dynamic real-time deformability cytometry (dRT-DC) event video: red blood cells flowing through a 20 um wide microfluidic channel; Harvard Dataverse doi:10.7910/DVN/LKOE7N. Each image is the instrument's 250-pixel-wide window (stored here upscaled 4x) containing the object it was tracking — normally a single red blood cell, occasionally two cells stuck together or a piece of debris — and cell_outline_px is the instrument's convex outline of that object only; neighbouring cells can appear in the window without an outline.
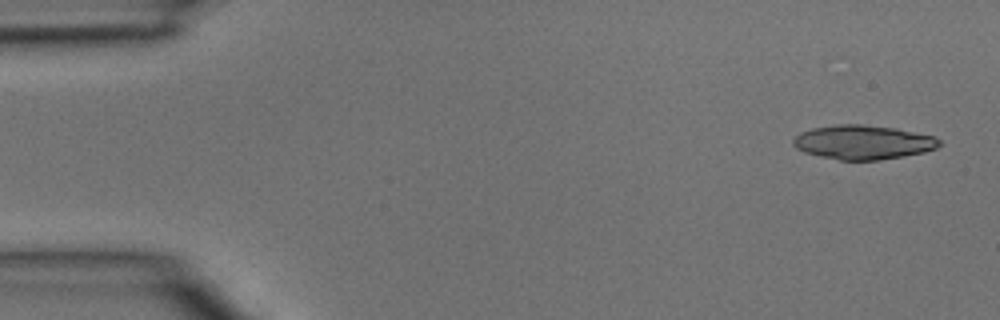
{"species": "common noctule bat (a hibernating species)", "species_latin": "Nyctalus noctula", "temperature_condition": "room temperature", "stored_images_in_passage": 3, "camera_frame_rate_fps": 3000, "um_per_image_px": 0.085, "animal": {"sex": "male", "body_mass_g": 15.6}, "frame": {"image": 1, "passage_image": 1, "time_ms": 0.0, "image_size_px": [1000, 320], "cell_outline_px": [[940, 144], [936, 148], [924, 152], [880, 160], [840, 160], [820, 156], [804, 152], [796, 148], [792, 144], [792, 140], [800, 132], [812, 128], [836, 124], [864, 124], [896, 128], [936, 136], [940, 140]], "centroid_in_image_um": [73.35, 12.08], "position_along_channel_um": 11.6, "area_um2": 29.25}}